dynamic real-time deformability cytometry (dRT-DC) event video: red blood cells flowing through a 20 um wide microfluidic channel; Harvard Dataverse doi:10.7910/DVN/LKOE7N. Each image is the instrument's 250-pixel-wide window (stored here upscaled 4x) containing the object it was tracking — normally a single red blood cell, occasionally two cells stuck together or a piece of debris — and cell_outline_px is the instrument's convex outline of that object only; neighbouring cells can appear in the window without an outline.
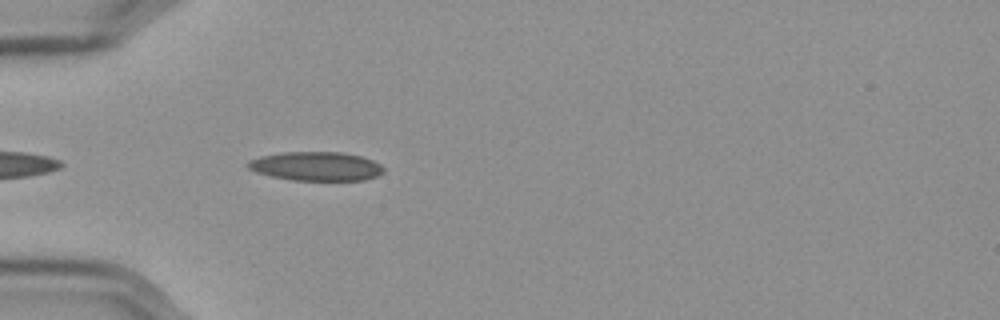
{"species": "Egyptian fruit bat (a non-hibernating species)", "species_latin": "Rousettus aegyptiacus", "temperature_condition": "cold", "stored_images_in_passage": 13, "camera_frame_rate_fps": 3000, "um_per_image_px": 0.085, "frame": {"image": 1, "passage_image": 3, "time_ms": 0.667, "image_size_px": [1000, 320], "cell_outline_px": [[384, 172], [376, 176], [364, 180], [292, 180], [272, 176], [256, 172], [248, 168], [248, 160], [260, 156], [284, 152], [344, 152], [360, 156], [372, 160], [380, 164], [384, 168]], "centroid_in_image_um": [26.88, 14.13], "position_along_channel_um": 58.1, "area_um2": 22.83}}
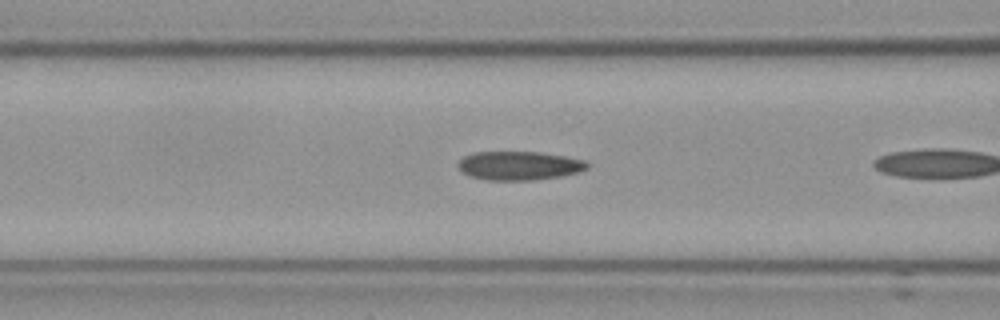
{"frame": {"image": 2, "passage_image": 6, "time_ms": 1.667, "image_size_px": [1000, 320], "cell_outline_px": [[588, 168], [576, 172], [560, 176], [532, 180], [488, 180], [472, 176], [460, 172], [456, 164], [464, 156], [472, 152], [540, 152], [564, 156], [584, 160], [588, 164]], "centroid_in_image_um": [44.07, 14.07], "position_along_channel_um": 122.5, "area_um2": 21.56}}